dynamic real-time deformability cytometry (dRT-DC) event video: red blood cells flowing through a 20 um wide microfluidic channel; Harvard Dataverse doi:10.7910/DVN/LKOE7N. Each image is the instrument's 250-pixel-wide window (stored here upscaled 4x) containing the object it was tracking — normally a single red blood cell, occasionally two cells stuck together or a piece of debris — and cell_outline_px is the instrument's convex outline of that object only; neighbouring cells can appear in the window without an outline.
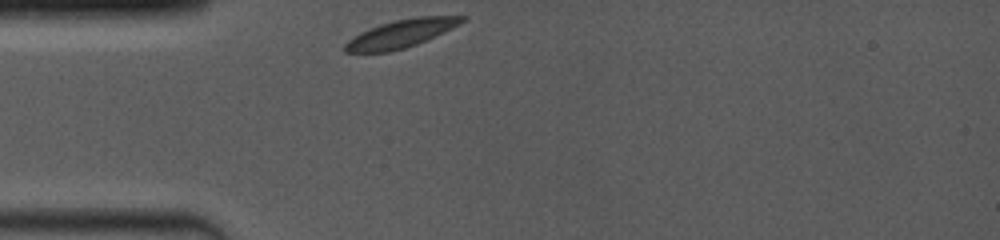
{"species": "common noctule bat (a hibernating species)", "species_latin": "Nyctalus noctula", "temperature_condition": "room temperature", "stored_images_in_passage": 41, "camera_frame_rate_fps": 4000, "um_per_image_px": 0.085, "animal": {"sex": "female", "body_mass_g": 19.0, "forearm_length_mm": 53.3}, "frame": {"image": 1, "passage_image": 1, "time_ms": 0.0, "image_size_px": [1000, 240], "cell_outline_px": [[468, 16], [460, 24], [444, 32], [416, 44], [404, 48], [388, 52], [344, 52], [344, 44], [348, 40], [360, 32], [368, 28], [380, 24], [396, 20], [420, 16]], "centroid_in_image_um": [34.06, 2.85], "position_along_channel_um": 50.9, "area_um2": 18.84}}
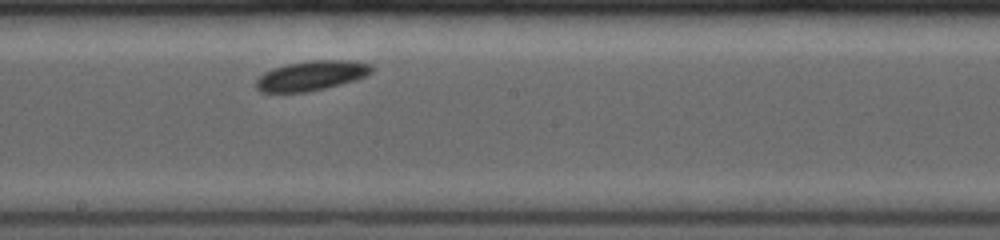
{"frame": {"image": 2, "passage_image": 23, "time_ms": 4.75, "image_size_px": [1000, 240], "cell_outline_px": [[372, 72], [356, 80], [308, 92], [260, 92], [256, 88], [256, 80], [264, 72], [272, 68], [288, 64], [312, 60], [352, 60], [372, 64]], "centroid_in_image_um": [26.47, 6.42], "position_along_channel_um": 221.7, "area_um2": 20.0}}
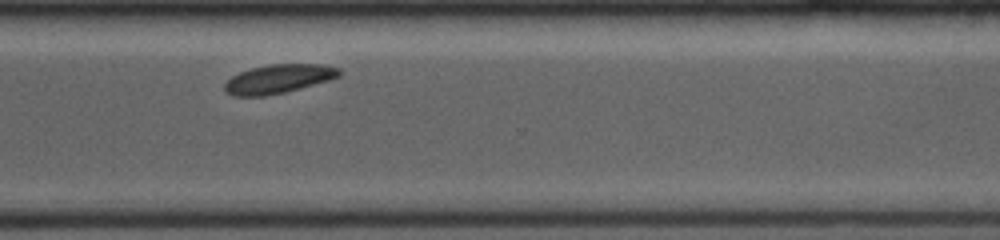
{"frame": {"image": 3, "passage_image": 40, "time_ms": 8.0, "image_size_px": [1000, 240], "cell_outline_px": [[344, 72], [340, 76], [332, 80], [284, 92], [264, 96], [232, 96], [224, 92], [224, 84], [232, 76], [240, 72], [252, 68], [272, 64], [324, 64], [340, 68]], "centroid_in_image_um": [23.72, 6.7], "position_along_channel_um": 346.9, "area_um2": 19.48}}